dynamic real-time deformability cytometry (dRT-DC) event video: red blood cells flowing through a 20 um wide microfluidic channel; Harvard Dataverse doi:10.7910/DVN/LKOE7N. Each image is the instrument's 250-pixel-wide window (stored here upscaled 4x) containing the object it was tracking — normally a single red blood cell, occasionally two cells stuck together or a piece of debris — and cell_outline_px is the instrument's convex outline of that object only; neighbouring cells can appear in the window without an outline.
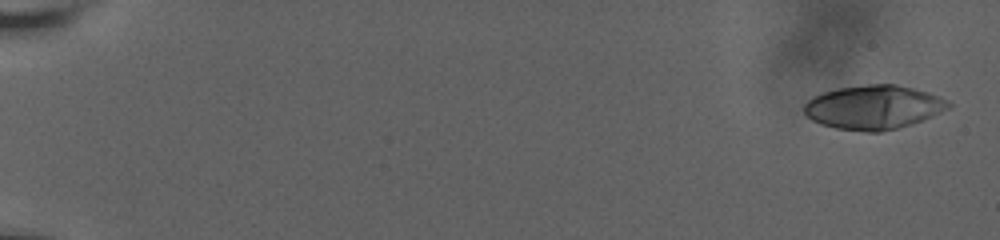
{"species": "human", "species_latin": "Homo sapiens", "temperature_condition": "room temperature", "stored_images_in_passage": 66, "camera_frame_rate_fps": 3000, "um_per_image_px": 0.085, "donor": {"sex": "male"}, "frame": {"image": 1, "passage_image": 1, "time_ms": 0.0, "image_size_px": [1000, 240], "cell_outline_px": [[952, 104], [948, 108], [940, 112], [900, 128], [880, 132], [864, 132], [836, 128], [820, 124], [812, 120], [804, 112], [804, 104], [812, 96], [824, 92], [840, 88], [868, 84], [896, 84], [928, 92]], "centroid_in_image_um": [74.2, 9.12], "position_along_channel_um": 10.8, "area_um2": 36.7}}
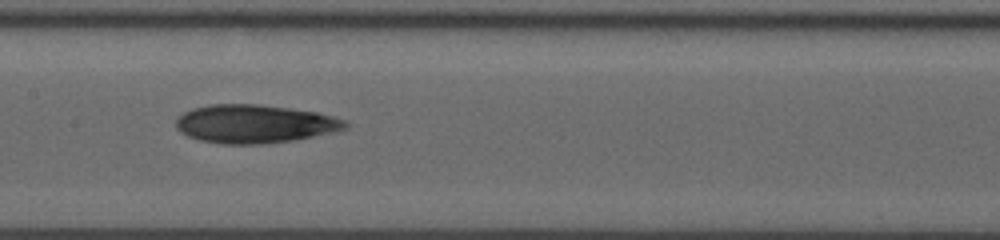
{"frame": {"image": 2, "passage_image": 34, "time_ms": 10.333, "image_size_px": [1000, 240], "cell_outline_px": [[348, 128], [312, 136], [292, 140], [260, 144], [220, 144], [200, 140], [188, 136], [180, 132], [176, 128], [176, 116], [192, 108], [208, 104], [260, 104], [316, 112], [332, 116], [344, 120], [348, 124]], "centroid_in_image_um": [21.57, 10.52], "position_along_channel_um": 185.8, "area_um2": 37.8}}
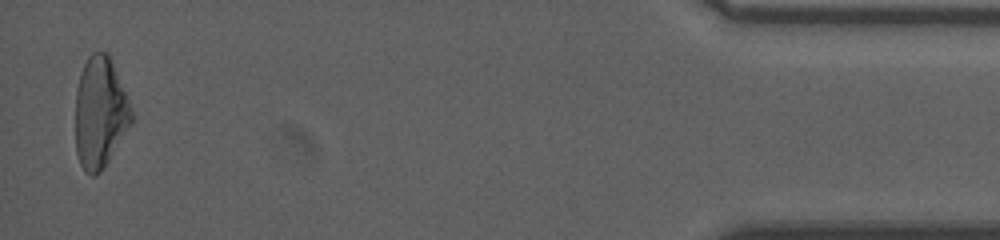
{"frame": {"image": 3, "passage_image": 65, "time_ms": 19.0, "image_size_px": [1000, 240], "cell_outline_px": [[132, 124], [100, 172], [92, 176], [84, 172], [80, 164], [76, 152], [76, 92], [80, 72], [88, 56], [92, 52], [108, 52], [128, 100], [132, 112]], "centroid_in_image_um": [8.49, 9.58], "position_along_channel_um": 426.7, "area_um2": 36.07}, "authors_computed_cell_mechanics": {"area_um2": 36.5874, "velocity_mm_per_s": 3.6608, "shape_relaxation_time_tau1_ms": 6.4145, "shape_relaxation_time_tau2_ms": 8.2589, "deformation_change_tau1": 0.1995, "deformation_change_tau2": 0.1784}}